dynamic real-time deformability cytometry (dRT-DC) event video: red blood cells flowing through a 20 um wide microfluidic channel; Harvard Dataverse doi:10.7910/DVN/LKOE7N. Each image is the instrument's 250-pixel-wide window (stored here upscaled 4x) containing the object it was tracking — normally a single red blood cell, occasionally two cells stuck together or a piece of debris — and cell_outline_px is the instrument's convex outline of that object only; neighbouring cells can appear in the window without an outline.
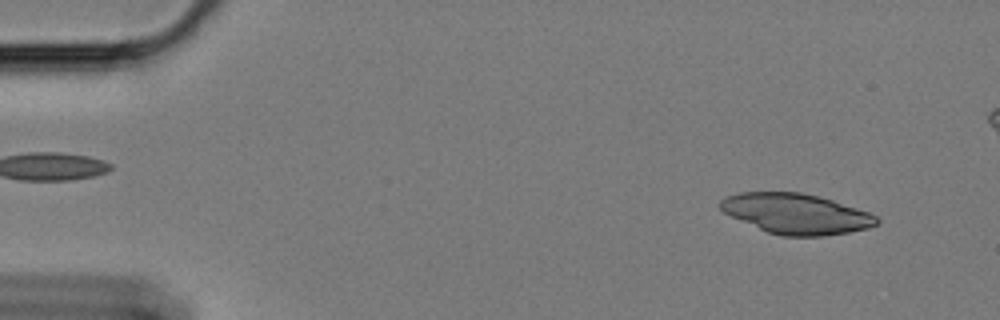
{"species": "Egyptian fruit bat (a non-hibernating species)", "species_latin": "Rousettus aegyptiacus", "temperature_condition": "cold", "stored_images_in_passage": 57, "camera_frame_rate_fps": 3000, "um_per_image_px": 0.085, "animal": {"sex": "female"}, "frame": {"image": 1, "passage_image": 3, "time_ms": 0.667, "image_size_px": [1000, 320], "cell_outline_px": [[880, 220], [876, 224], [868, 228], [848, 232], [824, 236], [784, 236], [768, 232], [732, 216], [724, 212], [720, 208], [720, 200], [724, 196], [740, 192], [800, 192], [832, 200], [868, 212], [876, 216]], "centroid_in_image_um": [67.66, 18.16], "position_along_channel_um": 17.3, "area_um2": 36.3}}